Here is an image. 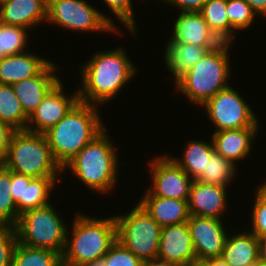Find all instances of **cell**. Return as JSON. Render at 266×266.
Wrapping results in <instances>:
<instances>
[{"instance_id":"8992f818","label":"cell","mask_w":266,"mask_h":266,"mask_svg":"<svg viewBox=\"0 0 266 266\" xmlns=\"http://www.w3.org/2000/svg\"><path fill=\"white\" fill-rule=\"evenodd\" d=\"M6 169L31 176L58 177L63 169L55 161L44 134L17 130L0 162Z\"/></svg>"},{"instance_id":"f35d334b","label":"cell","mask_w":266,"mask_h":266,"mask_svg":"<svg viewBox=\"0 0 266 266\" xmlns=\"http://www.w3.org/2000/svg\"><path fill=\"white\" fill-rule=\"evenodd\" d=\"M176 6L181 12H200L207 0H163ZM180 7V8H179Z\"/></svg>"},{"instance_id":"d6a6232c","label":"cell","mask_w":266,"mask_h":266,"mask_svg":"<svg viewBox=\"0 0 266 266\" xmlns=\"http://www.w3.org/2000/svg\"><path fill=\"white\" fill-rule=\"evenodd\" d=\"M107 266H139L142 260L116 240L102 257Z\"/></svg>"},{"instance_id":"8d00e7d4","label":"cell","mask_w":266,"mask_h":266,"mask_svg":"<svg viewBox=\"0 0 266 266\" xmlns=\"http://www.w3.org/2000/svg\"><path fill=\"white\" fill-rule=\"evenodd\" d=\"M17 130L0 120V162L5 158L12 136Z\"/></svg>"},{"instance_id":"ffe728a7","label":"cell","mask_w":266,"mask_h":266,"mask_svg":"<svg viewBox=\"0 0 266 266\" xmlns=\"http://www.w3.org/2000/svg\"><path fill=\"white\" fill-rule=\"evenodd\" d=\"M144 194L138 203L161 227L188 221V200L153 196L148 190Z\"/></svg>"},{"instance_id":"d6986e66","label":"cell","mask_w":266,"mask_h":266,"mask_svg":"<svg viewBox=\"0 0 266 266\" xmlns=\"http://www.w3.org/2000/svg\"><path fill=\"white\" fill-rule=\"evenodd\" d=\"M257 131L258 127L222 130L214 132L211 139L215 151L235 165L249 155Z\"/></svg>"},{"instance_id":"6da1fadb","label":"cell","mask_w":266,"mask_h":266,"mask_svg":"<svg viewBox=\"0 0 266 266\" xmlns=\"http://www.w3.org/2000/svg\"><path fill=\"white\" fill-rule=\"evenodd\" d=\"M122 48L97 52L81 68L82 86L78 89L79 101L103 105L131 80L135 66Z\"/></svg>"},{"instance_id":"52a82bcc","label":"cell","mask_w":266,"mask_h":266,"mask_svg":"<svg viewBox=\"0 0 266 266\" xmlns=\"http://www.w3.org/2000/svg\"><path fill=\"white\" fill-rule=\"evenodd\" d=\"M49 203L19 216L15 226L18 243L63 254L67 225Z\"/></svg>"},{"instance_id":"2e32d148","label":"cell","mask_w":266,"mask_h":266,"mask_svg":"<svg viewBox=\"0 0 266 266\" xmlns=\"http://www.w3.org/2000/svg\"><path fill=\"white\" fill-rule=\"evenodd\" d=\"M172 42L202 47H217L222 42L209 29L200 12H180L173 25Z\"/></svg>"},{"instance_id":"5bb4252c","label":"cell","mask_w":266,"mask_h":266,"mask_svg":"<svg viewBox=\"0 0 266 266\" xmlns=\"http://www.w3.org/2000/svg\"><path fill=\"white\" fill-rule=\"evenodd\" d=\"M157 258L179 266L198 263L187 222L162 227Z\"/></svg>"},{"instance_id":"7c38bea8","label":"cell","mask_w":266,"mask_h":266,"mask_svg":"<svg viewBox=\"0 0 266 266\" xmlns=\"http://www.w3.org/2000/svg\"><path fill=\"white\" fill-rule=\"evenodd\" d=\"M221 219L190 215L187 226L197 262L221 257L227 234Z\"/></svg>"},{"instance_id":"1f68e13d","label":"cell","mask_w":266,"mask_h":266,"mask_svg":"<svg viewBox=\"0 0 266 266\" xmlns=\"http://www.w3.org/2000/svg\"><path fill=\"white\" fill-rule=\"evenodd\" d=\"M227 17L230 22V43L235 38L234 30L248 29L253 25L256 13L244 0H227ZM233 31V33H232Z\"/></svg>"},{"instance_id":"f1b7e54d","label":"cell","mask_w":266,"mask_h":266,"mask_svg":"<svg viewBox=\"0 0 266 266\" xmlns=\"http://www.w3.org/2000/svg\"><path fill=\"white\" fill-rule=\"evenodd\" d=\"M235 166L214 151L207 161L206 170L202 171L195 180L204 184H217L227 187L230 181L233 180L237 169Z\"/></svg>"},{"instance_id":"836d02e7","label":"cell","mask_w":266,"mask_h":266,"mask_svg":"<svg viewBox=\"0 0 266 266\" xmlns=\"http://www.w3.org/2000/svg\"><path fill=\"white\" fill-rule=\"evenodd\" d=\"M108 8L113 12V15L121 21L124 26H127L128 31L136 35L137 28L134 22V11L132 0H103Z\"/></svg>"},{"instance_id":"30bf717a","label":"cell","mask_w":266,"mask_h":266,"mask_svg":"<svg viewBox=\"0 0 266 266\" xmlns=\"http://www.w3.org/2000/svg\"><path fill=\"white\" fill-rule=\"evenodd\" d=\"M202 106L216 127L215 132L259 126L249 104L230 86L216 93Z\"/></svg>"},{"instance_id":"9c48e42d","label":"cell","mask_w":266,"mask_h":266,"mask_svg":"<svg viewBox=\"0 0 266 266\" xmlns=\"http://www.w3.org/2000/svg\"><path fill=\"white\" fill-rule=\"evenodd\" d=\"M47 21L71 31L119 33L114 22L86 0H48Z\"/></svg>"},{"instance_id":"277c9868","label":"cell","mask_w":266,"mask_h":266,"mask_svg":"<svg viewBox=\"0 0 266 266\" xmlns=\"http://www.w3.org/2000/svg\"><path fill=\"white\" fill-rule=\"evenodd\" d=\"M222 42L209 50L192 68L176 82V90L185 94L194 104L204 105L219 91L228 88L229 78V46Z\"/></svg>"},{"instance_id":"7bdbcfd3","label":"cell","mask_w":266,"mask_h":266,"mask_svg":"<svg viewBox=\"0 0 266 266\" xmlns=\"http://www.w3.org/2000/svg\"><path fill=\"white\" fill-rule=\"evenodd\" d=\"M259 260L266 263V238H259Z\"/></svg>"},{"instance_id":"4dcf8cb0","label":"cell","mask_w":266,"mask_h":266,"mask_svg":"<svg viewBox=\"0 0 266 266\" xmlns=\"http://www.w3.org/2000/svg\"><path fill=\"white\" fill-rule=\"evenodd\" d=\"M27 28L0 22V58L16 55L25 51Z\"/></svg>"},{"instance_id":"7402d4cb","label":"cell","mask_w":266,"mask_h":266,"mask_svg":"<svg viewBox=\"0 0 266 266\" xmlns=\"http://www.w3.org/2000/svg\"><path fill=\"white\" fill-rule=\"evenodd\" d=\"M221 257L229 266H252L259 261V238L250 231L228 235Z\"/></svg>"},{"instance_id":"83f0119b","label":"cell","mask_w":266,"mask_h":266,"mask_svg":"<svg viewBox=\"0 0 266 266\" xmlns=\"http://www.w3.org/2000/svg\"><path fill=\"white\" fill-rule=\"evenodd\" d=\"M226 8L227 0H207L200 14L221 42L230 43V22Z\"/></svg>"},{"instance_id":"e575fe53","label":"cell","mask_w":266,"mask_h":266,"mask_svg":"<svg viewBox=\"0 0 266 266\" xmlns=\"http://www.w3.org/2000/svg\"><path fill=\"white\" fill-rule=\"evenodd\" d=\"M252 208V232L258 238H266V196L258 189Z\"/></svg>"},{"instance_id":"f6af8a7d","label":"cell","mask_w":266,"mask_h":266,"mask_svg":"<svg viewBox=\"0 0 266 266\" xmlns=\"http://www.w3.org/2000/svg\"><path fill=\"white\" fill-rule=\"evenodd\" d=\"M266 196V182H263L258 188Z\"/></svg>"},{"instance_id":"8fae6325","label":"cell","mask_w":266,"mask_h":266,"mask_svg":"<svg viewBox=\"0 0 266 266\" xmlns=\"http://www.w3.org/2000/svg\"><path fill=\"white\" fill-rule=\"evenodd\" d=\"M150 163L153 196L188 200L193 179L174 161L171 156H159Z\"/></svg>"},{"instance_id":"74e56055","label":"cell","mask_w":266,"mask_h":266,"mask_svg":"<svg viewBox=\"0 0 266 266\" xmlns=\"http://www.w3.org/2000/svg\"><path fill=\"white\" fill-rule=\"evenodd\" d=\"M25 174L12 171L11 195L15 204L19 200H24Z\"/></svg>"},{"instance_id":"b9f144b4","label":"cell","mask_w":266,"mask_h":266,"mask_svg":"<svg viewBox=\"0 0 266 266\" xmlns=\"http://www.w3.org/2000/svg\"><path fill=\"white\" fill-rule=\"evenodd\" d=\"M139 266H179L175 263H170L160 259L142 260Z\"/></svg>"},{"instance_id":"60d3db41","label":"cell","mask_w":266,"mask_h":266,"mask_svg":"<svg viewBox=\"0 0 266 266\" xmlns=\"http://www.w3.org/2000/svg\"><path fill=\"white\" fill-rule=\"evenodd\" d=\"M199 266H229L222 257L206 259L197 263Z\"/></svg>"},{"instance_id":"f546056e","label":"cell","mask_w":266,"mask_h":266,"mask_svg":"<svg viewBox=\"0 0 266 266\" xmlns=\"http://www.w3.org/2000/svg\"><path fill=\"white\" fill-rule=\"evenodd\" d=\"M12 171L0 163V226L15 227L19 215L11 195Z\"/></svg>"},{"instance_id":"ac0fdd59","label":"cell","mask_w":266,"mask_h":266,"mask_svg":"<svg viewBox=\"0 0 266 266\" xmlns=\"http://www.w3.org/2000/svg\"><path fill=\"white\" fill-rule=\"evenodd\" d=\"M48 0H6L0 3V22L32 28L47 22Z\"/></svg>"},{"instance_id":"ee69618b","label":"cell","mask_w":266,"mask_h":266,"mask_svg":"<svg viewBox=\"0 0 266 266\" xmlns=\"http://www.w3.org/2000/svg\"><path fill=\"white\" fill-rule=\"evenodd\" d=\"M84 266H107V264L105 263L104 259L101 258V259L86 263Z\"/></svg>"},{"instance_id":"4316f807","label":"cell","mask_w":266,"mask_h":266,"mask_svg":"<svg viewBox=\"0 0 266 266\" xmlns=\"http://www.w3.org/2000/svg\"><path fill=\"white\" fill-rule=\"evenodd\" d=\"M11 266H63L61 254L16 243Z\"/></svg>"},{"instance_id":"484cf974","label":"cell","mask_w":266,"mask_h":266,"mask_svg":"<svg viewBox=\"0 0 266 266\" xmlns=\"http://www.w3.org/2000/svg\"><path fill=\"white\" fill-rule=\"evenodd\" d=\"M0 120L16 130H26L28 125L29 117L10 84L0 83Z\"/></svg>"},{"instance_id":"bcb514c9","label":"cell","mask_w":266,"mask_h":266,"mask_svg":"<svg viewBox=\"0 0 266 266\" xmlns=\"http://www.w3.org/2000/svg\"><path fill=\"white\" fill-rule=\"evenodd\" d=\"M252 266H266V263L261 262V261L259 260L257 263L253 264Z\"/></svg>"},{"instance_id":"44dd1931","label":"cell","mask_w":266,"mask_h":266,"mask_svg":"<svg viewBox=\"0 0 266 266\" xmlns=\"http://www.w3.org/2000/svg\"><path fill=\"white\" fill-rule=\"evenodd\" d=\"M51 61L36 54L20 53L0 58V83L16 82L37 76Z\"/></svg>"},{"instance_id":"9a60e30c","label":"cell","mask_w":266,"mask_h":266,"mask_svg":"<svg viewBox=\"0 0 266 266\" xmlns=\"http://www.w3.org/2000/svg\"><path fill=\"white\" fill-rule=\"evenodd\" d=\"M226 199V187L194 180L187 201L190 215L221 219L223 212L227 210Z\"/></svg>"},{"instance_id":"cb8c5ba5","label":"cell","mask_w":266,"mask_h":266,"mask_svg":"<svg viewBox=\"0 0 266 266\" xmlns=\"http://www.w3.org/2000/svg\"><path fill=\"white\" fill-rule=\"evenodd\" d=\"M56 177L33 178L25 175L24 200L16 203L18 215L49 204L51 190L56 185Z\"/></svg>"},{"instance_id":"5b68a950","label":"cell","mask_w":266,"mask_h":266,"mask_svg":"<svg viewBox=\"0 0 266 266\" xmlns=\"http://www.w3.org/2000/svg\"><path fill=\"white\" fill-rule=\"evenodd\" d=\"M106 132L104 129L63 167L99 194L113 189L119 166L116 149Z\"/></svg>"},{"instance_id":"ab89813d","label":"cell","mask_w":266,"mask_h":266,"mask_svg":"<svg viewBox=\"0 0 266 266\" xmlns=\"http://www.w3.org/2000/svg\"><path fill=\"white\" fill-rule=\"evenodd\" d=\"M252 10L262 16L266 17V0H244Z\"/></svg>"},{"instance_id":"ba28073f","label":"cell","mask_w":266,"mask_h":266,"mask_svg":"<svg viewBox=\"0 0 266 266\" xmlns=\"http://www.w3.org/2000/svg\"><path fill=\"white\" fill-rule=\"evenodd\" d=\"M115 219L119 242L141 260L157 259L162 227L139 203Z\"/></svg>"},{"instance_id":"d4e9b609","label":"cell","mask_w":266,"mask_h":266,"mask_svg":"<svg viewBox=\"0 0 266 266\" xmlns=\"http://www.w3.org/2000/svg\"><path fill=\"white\" fill-rule=\"evenodd\" d=\"M210 143L198 140L190 141L186 144L181 160L176 157L172 158L193 180H195L202 171L206 170L207 161L215 151L212 140Z\"/></svg>"},{"instance_id":"603a6c76","label":"cell","mask_w":266,"mask_h":266,"mask_svg":"<svg viewBox=\"0 0 266 266\" xmlns=\"http://www.w3.org/2000/svg\"><path fill=\"white\" fill-rule=\"evenodd\" d=\"M164 60L175 82L192 68L209 50L216 47L195 46L189 43L168 41Z\"/></svg>"},{"instance_id":"d590c367","label":"cell","mask_w":266,"mask_h":266,"mask_svg":"<svg viewBox=\"0 0 266 266\" xmlns=\"http://www.w3.org/2000/svg\"><path fill=\"white\" fill-rule=\"evenodd\" d=\"M17 242L15 227L0 226V266H11L12 255Z\"/></svg>"},{"instance_id":"4fadbf2b","label":"cell","mask_w":266,"mask_h":266,"mask_svg":"<svg viewBox=\"0 0 266 266\" xmlns=\"http://www.w3.org/2000/svg\"><path fill=\"white\" fill-rule=\"evenodd\" d=\"M61 80L44 96L37 109L29 116L26 130L44 134L54 127L79 101L78 90L70 97L64 94ZM72 95V96H71ZM32 123L33 126L30 124ZM35 124V128H34ZM31 125V126H30Z\"/></svg>"},{"instance_id":"e0dca14e","label":"cell","mask_w":266,"mask_h":266,"mask_svg":"<svg viewBox=\"0 0 266 266\" xmlns=\"http://www.w3.org/2000/svg\"><path fill=\"white\" fill-rule=\"evenodd\" d=\"M56 65L50 62L37 76L12 84L21 106L29 117L41 103L44 96L59 81L55 75Z\"/></svg>"},{"instance_id":"3957f363","label":"cell","mask_w":266,"mask_h":266,"mask_svg":"<svg viewBox=\"0 0 266 266\" xmlns=\"http://www.w3.org/2000/svg\"><path fill=\"white\" fill-rule=\"evenodd\" d=\"M72 238L67 231L62 256L63 266H84L101 259L117 240L115 216L95 219L84 214H76L72 225Z\"/></svg>"},{"instance_id":"7a4b0ae2","label":"cell","mask_w":266,"mask_h":266,"mask_svg":"<svg viewBox=\"0 0 266 266\" xmlns=\"http://www.w3.org/2000/svg\"><path fill=\"white\" fill-rule=\"evenodd\" d=\"M96 107L78 101L54 127L44 133L52 155L62 169L104 130Z\"/></svg>"}]
</instances>
